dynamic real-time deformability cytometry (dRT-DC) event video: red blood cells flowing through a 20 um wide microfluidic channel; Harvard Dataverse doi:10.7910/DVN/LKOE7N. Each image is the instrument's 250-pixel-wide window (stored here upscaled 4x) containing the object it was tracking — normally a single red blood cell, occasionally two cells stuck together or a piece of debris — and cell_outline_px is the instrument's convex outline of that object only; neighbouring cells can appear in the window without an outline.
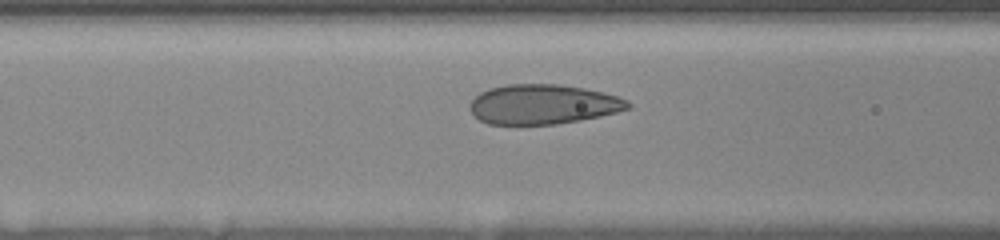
{"species": "human", "species_latin": "Homo sapiens", "temperature_condition": "room temperature", "stored_images_in_passage": 16, "camera_frame_rate_fps": 3000, "um_per_image_px": 0.085, "donor": {"sex": "female"}, "frame": {"image": 1, "passage_image": 14, "time_ms": 4.0, "image_size_px": [1000, 240], "cell_outline_px": [[632, 108], [600, 116], [580, 120], [556, 124], [488, 124], [480, 120], [468, 108], [468, 104], [480, 92], [488, 88], [508, 84], [560, 84], [584, 88], [604, 92], [628, 100], [632, 104]], "centroid_in_image_um": [46.16, 8.86], "position_along_channel_um": 120.4, "area_um2": 36.76}}